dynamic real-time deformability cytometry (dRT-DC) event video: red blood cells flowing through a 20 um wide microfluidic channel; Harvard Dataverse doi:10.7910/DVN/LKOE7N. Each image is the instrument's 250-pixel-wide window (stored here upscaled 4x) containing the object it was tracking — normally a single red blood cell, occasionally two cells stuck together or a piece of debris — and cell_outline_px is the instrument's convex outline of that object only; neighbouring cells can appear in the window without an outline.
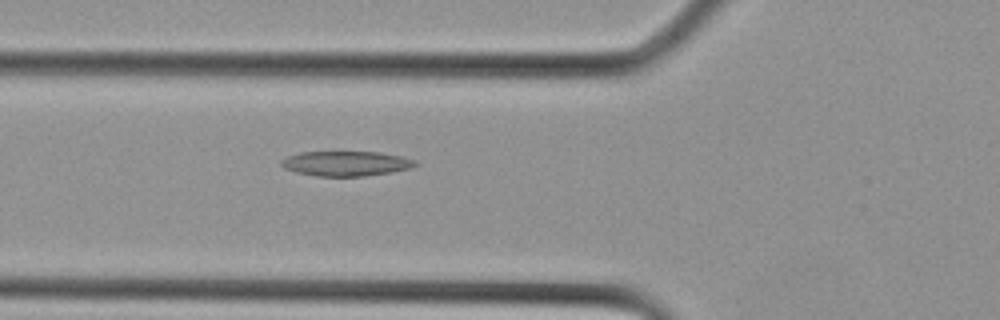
{"species": "Egyptian fruit bat (a non-hibernating species)", "species_latin": "Rousettus aegyptiacus", "temperature_condition": "cold", "stored_images_in_passage": 9, "camera_frame_rate_fps": 3000, "um_per_image_px": 0.085, "animal": {"sex": "female"}, "frame": {"image": 1, "passage_image": 9, "time_ms": 2.667, "image_size_px": [1000, 320], "cell_outline_px": [[420, 164], [408, 168], [392, 172], [364, 176], [316, 176], [296, 172], [284, 168], [280, 164], [280, 160], [288, 156], [300, 152], [380, 152], [400, 156], [416, 160]], "centroid_in_image_um": [29.4, 13.9], "position_along_channel_um": 96.4, "area_um2": 19.42}}